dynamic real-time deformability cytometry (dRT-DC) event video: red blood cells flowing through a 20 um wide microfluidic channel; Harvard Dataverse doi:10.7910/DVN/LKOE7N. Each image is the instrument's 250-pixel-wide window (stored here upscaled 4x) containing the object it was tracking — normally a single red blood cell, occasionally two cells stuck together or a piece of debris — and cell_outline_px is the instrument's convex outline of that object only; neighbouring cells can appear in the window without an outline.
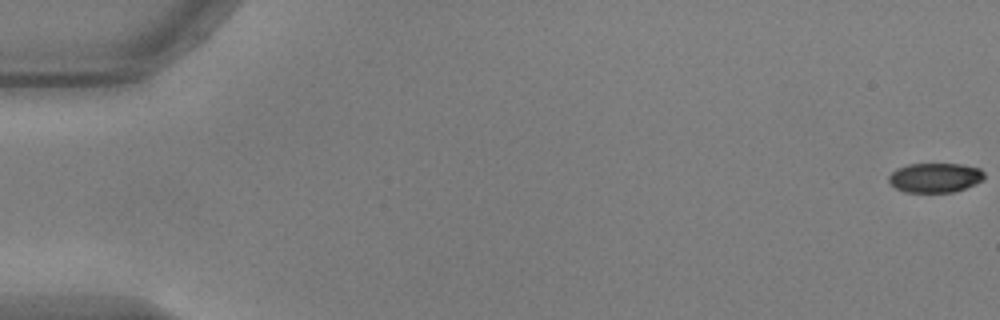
{"species": "common noctule bat (a hibernating species)", "species_latin": "Nyctalus noctula", "temperature_condition": "warm", "stored_images_in_passage": 55, "camera_frame_rate_fps": 3000, "um_per_image_px": 0.085, "animal": {"sex": "male", "body_mass_g": 17.9, "forearm_length_mm": 54.2}, "frame": {"image": 1, "passage_image": 1, "time_ms": 0.0, "image_size_px": [1000, 320], "cell_outline_px": [[984, 180], [964, 188], [952, 192], [904, 192], [896, 188], [888, 180], [888, 176], [896, 168], [908, 164], [960, 164], [980, 168], [984, 172]], "centroid_in_image_um": [79.47, 15.09], "position_along_channel_um": 5.5, "area_um2": 16.42}}
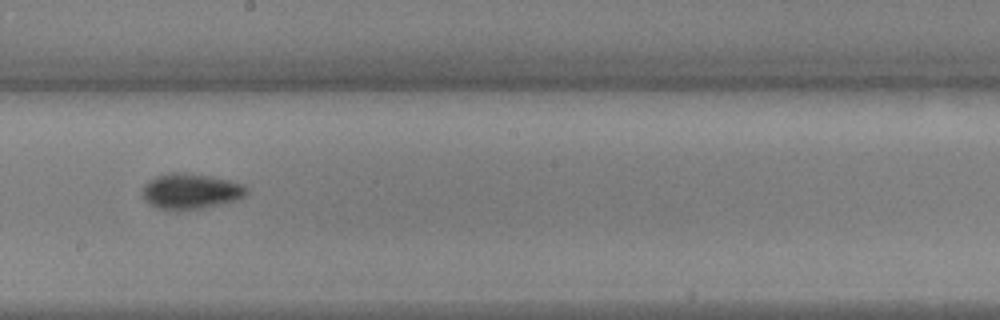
{"frame": {"image": 2, "passage_image": 32, "time_ms": 10.333, "image_size_px": [1000, 320], "cell_outline_px": [[248, 192], [240, 200], [200, 208], [160, 208], [152, 204], [144, 196], [144, 188], [156, 176], [172, 172], [208, 176], [228, 180], [244, 184], [248, 188]], "centroid_in_image_um": [16.33, 16.24], "position_along_channel_um": 231.9, "area_um2": 20.58}}
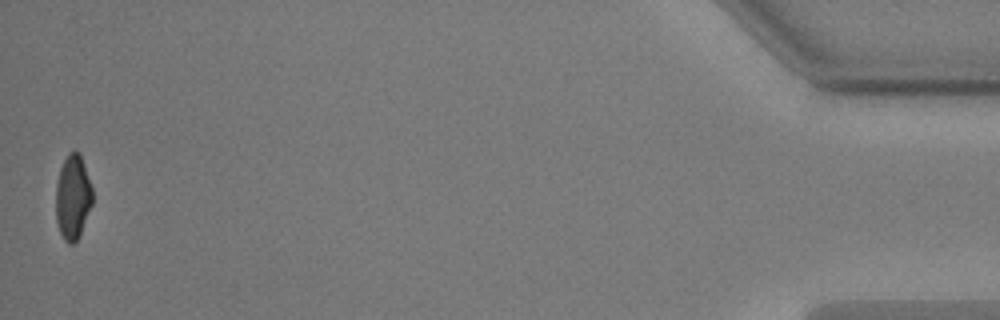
{"frame": {"image": 3, "passage_image": 55, "time_ms": 18.0, "image_size_px": [1000, 320], "cell_outline_px": [[92, 204], [80, 236], [72, 244], [68, 244], [64, 240], [60, 232], [56, 220], [56, 184], [60, 168], [68, 152], [80, 152], [92, 188]], "centroid_in_image_um": [6.19, 16.77], "position_along_channel_um": 429.0, "area_um2": 18.09}, "authors_computed_cell_mechanics": {"area_um2": 19.3052, "velocity_mm_per_s": 3.7308, "shape_relaxation_time_tau1_ms": 3.3322, "shape_relaxation_time_tau2_ms": 2.3741, "deformation_change_tau1": 0.1261, "deformation_change_tau2": 0.0511}}